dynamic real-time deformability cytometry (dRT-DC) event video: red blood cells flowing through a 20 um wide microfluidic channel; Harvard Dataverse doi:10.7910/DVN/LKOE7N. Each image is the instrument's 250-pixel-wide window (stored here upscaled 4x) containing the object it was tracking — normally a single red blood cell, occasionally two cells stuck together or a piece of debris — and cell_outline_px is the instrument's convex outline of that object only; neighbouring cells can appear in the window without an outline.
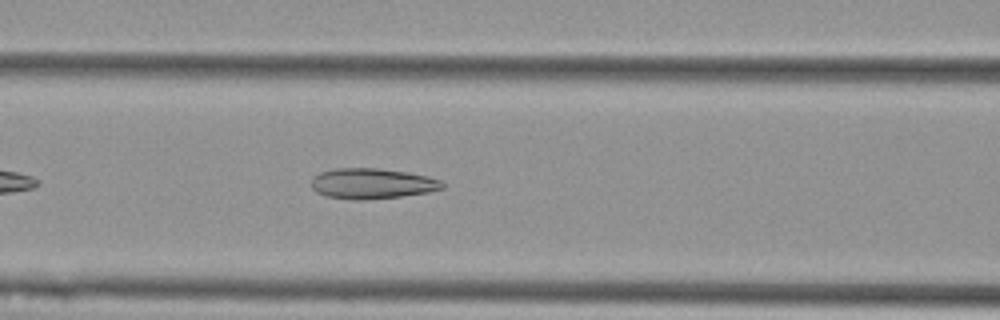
{"species": "Egyptian fruit bat (a non-hibernating species)", "species_latin": "Rousettus aegyptiacus", "temperature_condition": "cold", "stored_images_in_passage": 38, "camera_frame_rate_fps": 3000, "um_per_image_px": 0.085, "animal": {"sex": "female"}, "frame": {"image": 1, "passage_image": 10, "time_ms": 3.0, "image_size_px": [1000, 320], "cell_outline_px": [[444, 188], [428, 192], [400, 196], [364, 200], [352, 200], [328, 196], [316, 192], [312, 188], [312, 176], [320, 172], [332, 168], [380, 168], [408, 172], [428, 176], [440, 180], [444, 184]], "centroid_in_image_um": [31.61, 15.59], "position_along_channel_um": 135.0, "area_um2": 23.41}}
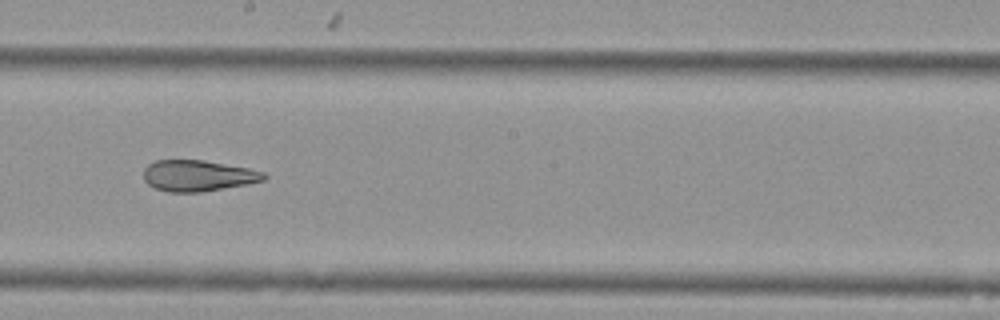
{"frame": {"image": 2, "passage_image": 18, "time_ms": 5.667, "image_size_px": [1000, 320], "cell_outline_px": [[268, 176], [264, 180], [248, 184], [200, 192], [168, 192], [156, 188], [148, 184], [144, 180], [144, 168], [148, 164], [156, 160], [204, 160], [248, 168], [264, 172]], "centroid_in_image_um": [16.83, 14.93], "position_along_channel_um": 231.4, "area_um2": 21.79}}
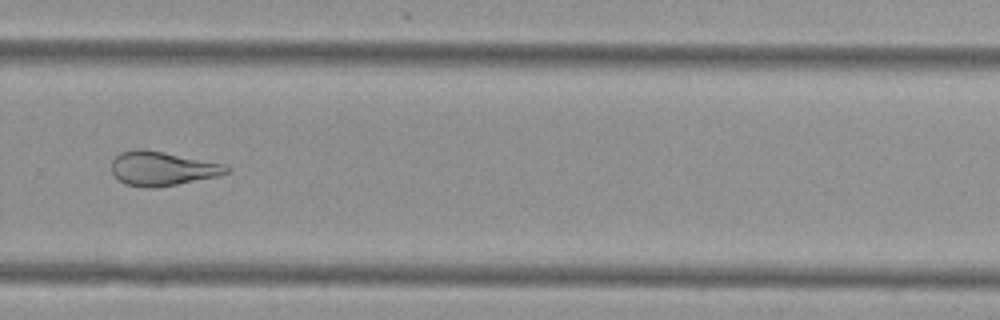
{"frame": {"image": 3, "passage_image": 25, "time_ms": 8.0, "image_size_px": [1000, 320], "cell_outline_px": [[228, 172], [216, 176], [176, 184], [152, 188], [148, 188], [128, 184], [120, 180], [112, 172], [112, 160], [120, 152], [136, 148], [140, 148], [164, 152], [224, 164], [228, 168]], "centroid_in_image_um": [13.75, 14.31], "position_along_channel_um": 316.1, "area_um2": 22.43}, "authors_computed_cell_mechanics": {"area_um2": 23.409, "velocity_mm_per_s": 3.6339, "shape_relaxation_time_tau1_ms": null, "shape_relaxation_time_tau2_ms": 2.9999, "deformation_change_tau1": null, "deformation_change_tau2": 0.1249}}